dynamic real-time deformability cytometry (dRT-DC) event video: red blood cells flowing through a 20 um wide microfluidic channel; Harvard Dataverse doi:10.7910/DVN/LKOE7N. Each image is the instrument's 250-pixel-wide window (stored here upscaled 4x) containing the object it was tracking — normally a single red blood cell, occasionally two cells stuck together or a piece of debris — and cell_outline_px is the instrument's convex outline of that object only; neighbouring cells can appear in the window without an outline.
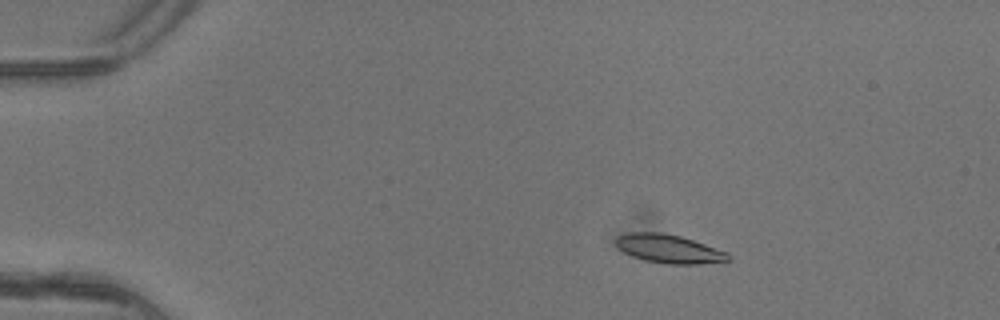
{"species": "common noctule bat (a hibernating species)", "species_latin": "Nyctalus noctula", "temperature_condition": "warm", "stored_images_in_passage": 5, "camera_frame_rate_fps": 3000, "um_per_image_px": 0.085, "animal": {"sex": "female"}, "frame": {"image": 1, "passage_image": 3, "time_ms": 0.667, "image_size_px": [1000, 320], "cell_outline_px": [[732, 260], [700, 264], [668, 264], [644, 260], [632, 256], [624, 252], [616, 244], [616, 236], [628, 232], [660, 232], [680, 236], [728, 252], [732, 256]], "centroid_in_image_um": [56.88, 21.15], "position_along_channel_um": 28.1, "area_um2": 18.73}}